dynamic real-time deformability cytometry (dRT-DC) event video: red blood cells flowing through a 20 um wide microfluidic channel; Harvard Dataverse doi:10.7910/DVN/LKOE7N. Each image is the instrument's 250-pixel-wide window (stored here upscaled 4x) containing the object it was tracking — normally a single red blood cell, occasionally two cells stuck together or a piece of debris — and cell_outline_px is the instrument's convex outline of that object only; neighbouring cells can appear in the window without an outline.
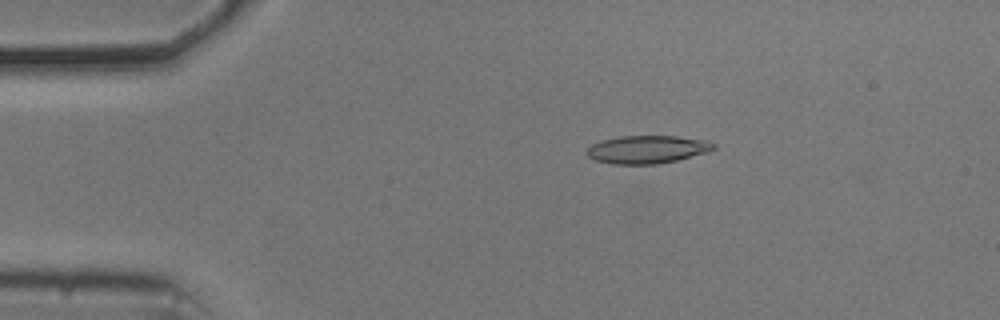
{"species": "common noctule bat (a hibernating species)", "species_latin": "Nyctalus noctula", "temperature_condition": "cold", "stored_images_in_passage": 54, "camera_frame_rate_fps": 3000, "um_per_image_px": 0.085, "animal": {"sex": "male", "body_mass_g": 20.5, "forearm_length_mm": 52.5}, "frame": {"image": 1, "passage_image": 10, "time_ms": 3.0, "image_size_px": [1000, 320], "cell_outline_px": [[716, 148], [708, 152], [676, 160], [656, 164], [612, 164], [596, 160], [588, 156], [588, 148], [592, 144], [600, 140], [620, 136], [676, 136], [708, 140], [716, 144]], "centroid_in_image_um": [55.04, 12.69], "position_along_channel_um": 30.0, "area_um2": 20.63}}
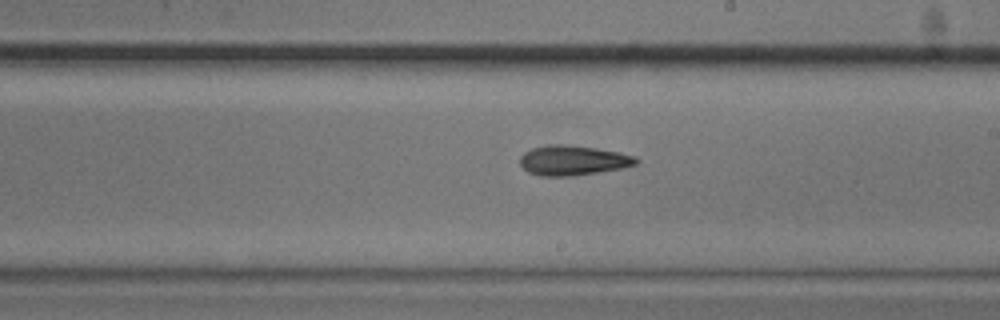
{"frame": {"image": 2, "passage_image": 31, "time_ms": 10.0, "image_size_px": [1000, 320], "cell_outline_px": [[640, 160], [636, 164], [624, 168], [600, 172], [572, 176], [540, 176], [528, 172], [520, 164], [520, 156], [524, 152], [532, 148], [548, 144], [568, 144], [596, 148], [620, 152], [636, 156]], "centroid_in_image_um": [48.72, 13.63], "position_along_channel_um": 240.3, "area_um2": 20.52}}
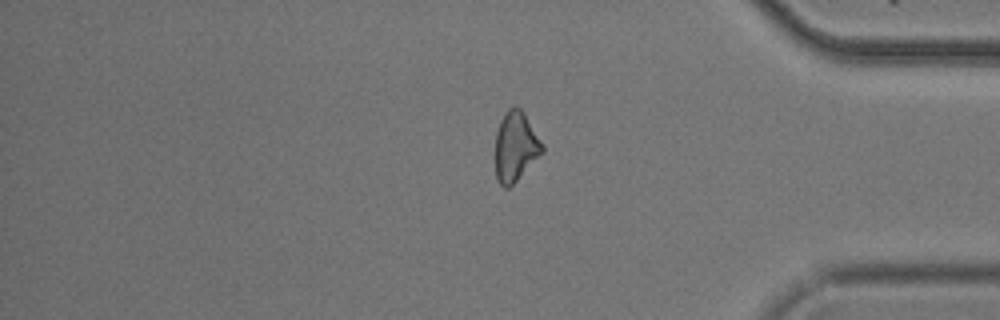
{"frame": {"image": 3, "passage_image": 45, "time_ms": 14.667, "image_size_px": [1000, 320], "cell_outline_px": [[544, 152], [508, 188], [504, 188], [496, 180], [496, 132], [500, 120], [508, 108], [520, 108], [524, 112], [544, 144]], "centroid_in_image_um": [43.83, 12.45], "position_along_channel_um": 391.4, "area_um2": 19.02}, "authors_computed_cell_mechanics": {"area_um2": 20.0566, "velocity_mm_per_s": 3.7109, "shape_relaxation_time_tau1_ms": 4.0125, "shape_relaxation_time_tau2_ms": 6.6408, "deformation_change_tau1": 0.129, "deformation_change_tau2": 0.1779}}